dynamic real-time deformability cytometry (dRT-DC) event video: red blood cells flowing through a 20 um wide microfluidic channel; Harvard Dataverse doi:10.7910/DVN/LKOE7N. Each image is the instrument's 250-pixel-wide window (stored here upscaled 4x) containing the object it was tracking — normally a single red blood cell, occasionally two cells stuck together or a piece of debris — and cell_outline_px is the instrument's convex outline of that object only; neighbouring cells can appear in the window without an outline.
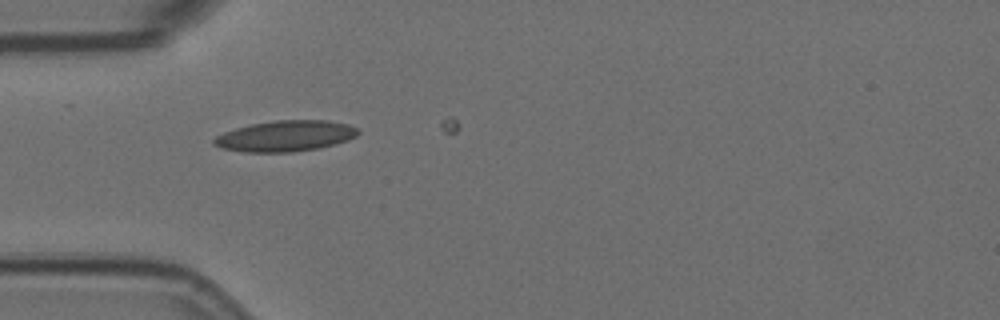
{"species": "Egyptian fruit bat (a non-hibernating species)", "species_latin": "Rousettus aegyptiacus", "temperature_condition": "room temperature", "stored_images_in_passage": 2, "camera_frame_rate_fps": 3000, "um_per_image_px": 0.085, "animal": {"sex": "female"}, "frame": {"image": 1, "passage_image": 1, "time_ms": 0.0, "image_size_px": [1000, 320], "cell_outline_px": [[360, 132], [356, 136], [348, 140], [336, 144], [320, 148], [292, 152], [244, 152], [220, 148], [212, 144], [212, 140], [216, 136], [224, 132], [236, 128], [252, 124], [276, 120], [328, 120], [348, 124], [356, 128]], "centroid_in_image_um": [24.26, 11.56], "position_along_channel_um": 60.7, "area_um2": 26.07}}